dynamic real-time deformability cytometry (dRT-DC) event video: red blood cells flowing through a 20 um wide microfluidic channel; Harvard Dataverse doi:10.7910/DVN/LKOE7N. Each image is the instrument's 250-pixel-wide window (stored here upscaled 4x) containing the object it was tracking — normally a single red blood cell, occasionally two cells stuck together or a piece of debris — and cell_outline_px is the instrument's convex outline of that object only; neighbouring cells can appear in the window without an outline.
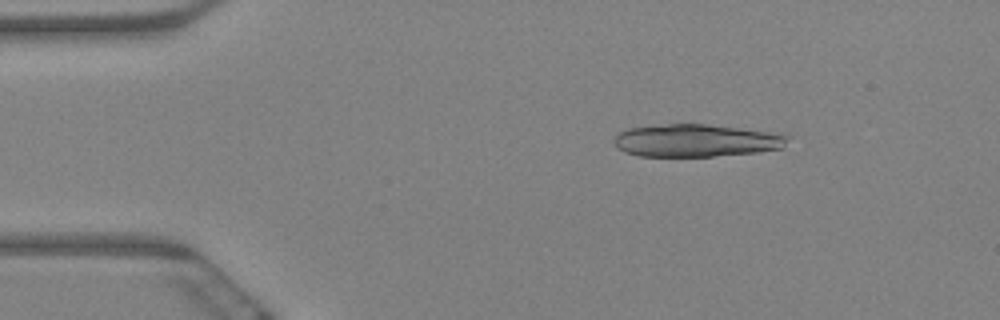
{"species": "Egyptian fruit bat (a non-hibernating species)", "species_latin": "Rousettus aegyptiacus", "temperature_condition": "warm", "stored_images_in_passage": 55, "segment_of_instrument_passage": [1, 2], "camera_frame_rate_fps": 3000, "um_per_image_px": 0.085, "animal": {"sex": "female"}, "frame": {"image": 1, "passage_image": 3, "time_ms": 0.667, "image_size_px": [1000, 320], "cell_outline_px": [[788, 136], [784, 148], [756, 152], [712, 156], [640, 156], [624, 152], [616, 148], [612, 140], [620, 132], [628, 128], [668, 124], [704, 124], [768, 132]], "centroid_in_image_um": [59.1, 11.95], "position_along_channel_um": 25.9, "area_um2": 32.6}}